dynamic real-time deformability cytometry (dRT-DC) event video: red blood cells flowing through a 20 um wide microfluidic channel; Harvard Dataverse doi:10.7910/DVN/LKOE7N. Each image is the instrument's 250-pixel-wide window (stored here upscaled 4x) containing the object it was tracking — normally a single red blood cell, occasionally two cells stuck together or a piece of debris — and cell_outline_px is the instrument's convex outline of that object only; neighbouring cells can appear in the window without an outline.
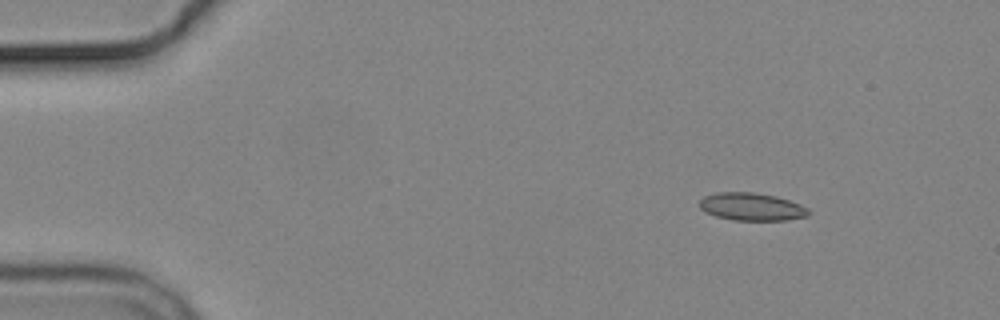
{"species": "common noctule bat (a hibernating species)", "species_latin": "Nyctalus noctula", "temperature_condition": "cold", "stored_images_in_passage": 5, "camera_frame_rate_fps": 3000, "um_per_image_px": 0.085, "animal": {"sex": "male", "body_mass_g": 19.2, "forearm_length_mm": 51.8}, "frame": {"image": 1, "passage_image": 1, "time_ms": 0.0, "image_size_px": [1000, 320], "cell_outline_px": [[808, 216], [788, 220], [732, 220], [716, 216], [704, 212], [700, 208], [700, 200], [704, 196], [716, 192], [756, 192], [776, 196], [800, 204], [808, 208]], "centroid_in_image_um": [63.87, 17.57], "position_along_channel_um": 21.1, "area_um2": 17.69}}